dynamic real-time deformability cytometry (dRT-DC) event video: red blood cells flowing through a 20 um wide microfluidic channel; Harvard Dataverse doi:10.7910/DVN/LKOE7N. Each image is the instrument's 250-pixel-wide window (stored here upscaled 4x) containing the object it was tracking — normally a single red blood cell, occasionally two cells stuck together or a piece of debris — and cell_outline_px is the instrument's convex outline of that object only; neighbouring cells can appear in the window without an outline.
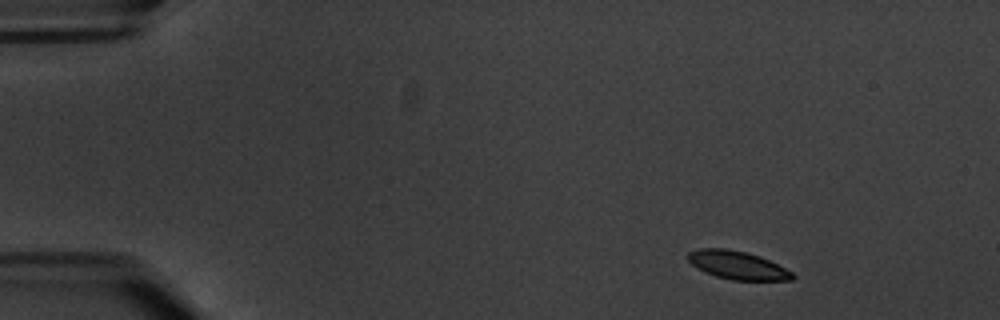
{"species": "common noctule bat (a hibernating species)", "species_latin": "Nyctalus noctula", "temperature_condition": "warm", "stored_images_in_passage": 4, "camera_frame_rate_fps": 3000, "um_per_image_px": 0.085, "animal": {"sex": "male", "body_mass_g": 20.1, "forearm_length_mm": 53.5}, "frame": {"image": 1, "passage_image": 1, "time_ms": 0.0, "image_size_px": [1000, 320], "cell_outline_px": [[796, 276], [792, 280], [732, 280], [716, 276], [704, 272], [692, 264], [688, 260], [688, 252], [700, 248], [724, 248], [744, 252], [760, 256], [792, 272]], "centroid_in_image_um": [62.67, 22.54], "position_along_channel_um": 22.3, "area_um2": 16.99}}
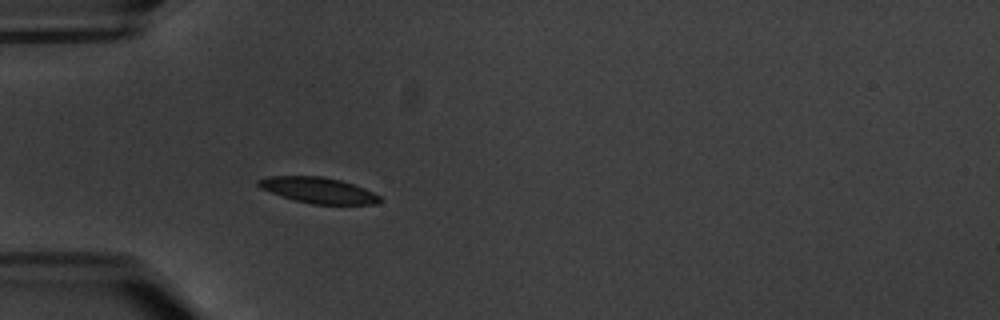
{"frame": {"image": 2, "passage_image": 4, "time_ms": 3.667, "image_size_px": [1000, 320], "cell_outline_px": [[380, 200], [376, 204], [312, 204], [296, 200], [260, 188], [256, 184], [256, 180], [268, 176], [324, 176], [340, 180], [364, 188], [380, 196]], "centroid_in_image_um": [27.03, 16.16], "position_along_channel_um": 58.0, "area_um2": 18.03}}